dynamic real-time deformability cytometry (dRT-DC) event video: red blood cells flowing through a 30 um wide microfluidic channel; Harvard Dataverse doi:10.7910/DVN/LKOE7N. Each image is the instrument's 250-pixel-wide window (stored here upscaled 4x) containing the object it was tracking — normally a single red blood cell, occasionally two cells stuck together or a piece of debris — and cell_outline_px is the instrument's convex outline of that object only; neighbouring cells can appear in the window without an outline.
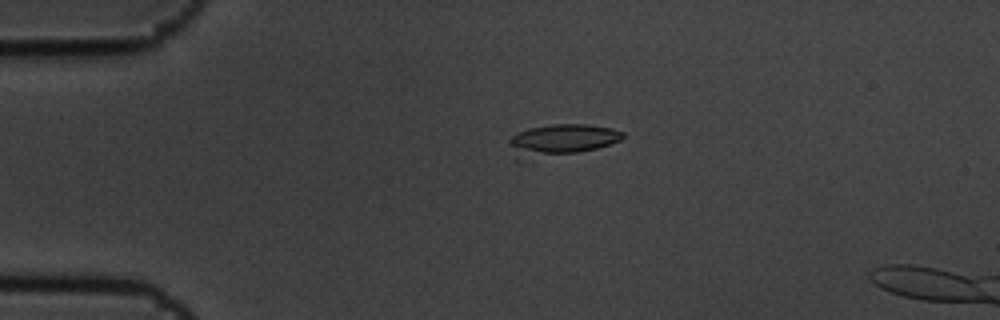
{"species": "common noctule bat (a hibernating species)", "species_latin": "Nyctalus noctula", "temperature_condition": "cold", "stored_images_in_passage": 5, "camera_frame_rate_fps": 3000, "um_per_image_px": 0.085, "animal": {"sex": "male", "body_mass_g": 19.5, "forearm_length_mm": 54.6}, "frame": {"image": 1, "passage_image": 4, "time_ms": 1.0, "image_size_px": [1000, 320], "cell_outline_px": [[624, 136], [620, 140], [596, 148], [520, 164], [516, 164], [508, 144], [508, 140], [516, 132], [528, 128], [552, 124], [588, 124], [612, 128], [624, 132]], "centroid_in_image_um": [47.53, 11.96], "position_along_channel_um": 37.5, "area_um2": 21.91}}